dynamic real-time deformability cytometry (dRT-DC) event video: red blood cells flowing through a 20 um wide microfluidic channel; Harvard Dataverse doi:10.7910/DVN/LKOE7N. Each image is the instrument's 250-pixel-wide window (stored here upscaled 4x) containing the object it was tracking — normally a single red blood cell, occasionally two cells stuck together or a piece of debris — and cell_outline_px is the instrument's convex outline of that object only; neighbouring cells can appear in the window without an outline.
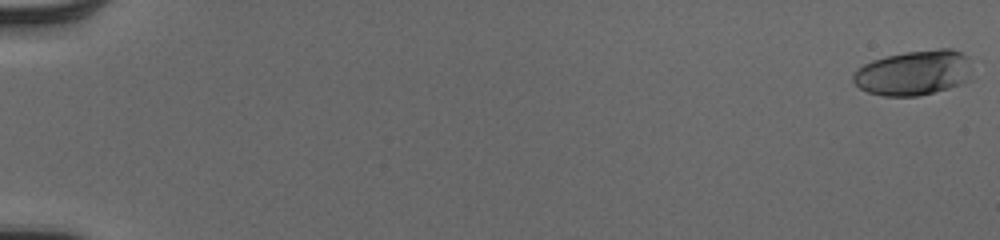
{"species": "human", "species_latin": "Homo sapiens", "temperature_condition": "cold", "stored_images_in_passage": 53, "camera_frame_rate_fps": 3000, "um_per_image_px": 0.085, "donor": {"sex": "male"}, "frame": {"image": 1, "passage_image": 1, "time_ms": 0.0, "image_size_px": [1000, 240], "cell_outline_px": [[972, 80], [948, 88], [920, 96], [884, 96], [868, 92], [860, 88], [852, 80], [852, 76], [864, 64], [872, 60], [904, 52], [940, 48], [952, 48], [968, 56]], "centroid_in_image_um": [77.71, 6.19], "position_along_channel_um": 7.3, "area_um2": 31.33}}
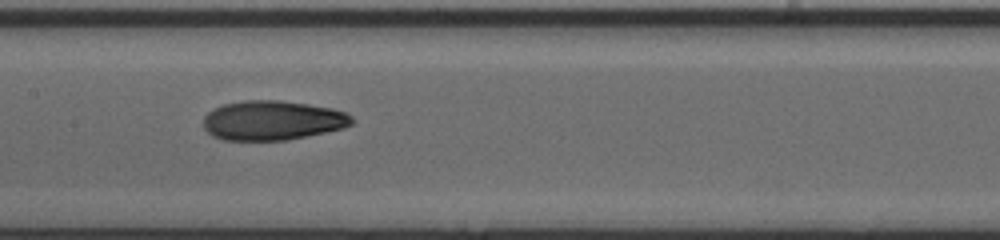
{"frame": {"image": 2, "passage_image": 29, "time_ms": 9.333, "image_size_px": [1000, 240], "cell_outline_px": [[356, 120], [352, 124], [344, 128], [284, 140], [224, 140], [212, 136], [204, 128], [204, 116], [212, 108], [224, 104], [244, 100], [280, 100], [308, 104], [332, 108], [348, 112]], "centroid_in_image_um": [23.17, 10.22], "position_along_channel_um": 184.2, "area_um2": 34.33}}
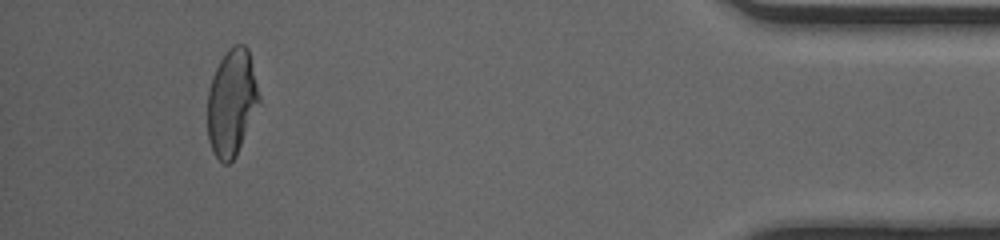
{"frame": {"image": 3, "passage_image": 50, "time_ms": 16.333, "image_size_px": [1000, 240], "cell_outline_px": [[260, 100], [236, 156], [228, 164], [224, 164], [216, 156], [208, 140], [208, 92], [212, 76], [220, 60], [228, 48], [236, 44], [244, 44], [248, 48], [260, 96]], "centroid_in_image_um": [19.69, 8.69], "position_along_channel_um": 415.5, "area_um2": 31.73}, "authors_computed_cell_mechanics": {"area_um2": 33.2928, "velocity_mm_per_s": 4.0831, "shape_relaxation_time_tau1_ms": 6.5543, "shape_relaxation_time_tau2_ms": 1.6212, "deformation_change_tau1": 0.2225, "deformation_change_tau2": 0.0813}}